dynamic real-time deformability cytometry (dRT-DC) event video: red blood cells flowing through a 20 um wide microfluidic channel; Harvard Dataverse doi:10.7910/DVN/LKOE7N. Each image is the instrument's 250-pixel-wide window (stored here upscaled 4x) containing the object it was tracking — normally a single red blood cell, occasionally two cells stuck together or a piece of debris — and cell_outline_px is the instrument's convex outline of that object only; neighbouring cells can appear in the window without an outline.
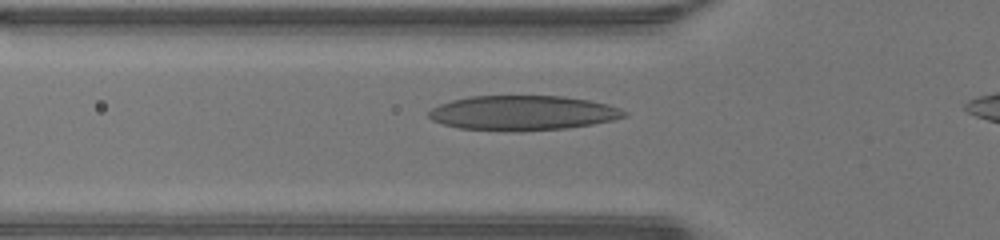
{"species": "human", "species_latin": "Homo sapiens", "temperature_condition": "warm", "stored_images_in_passage": 27, "camera_frame_rate_fps": 3000, "um_per_image_px": 0.085, "donor": {"sex": "male"}, "frame": {"image": 1, "passage_image": 4, "time_ms": 1.0, "image_size_px": [1000, 240], "cell_outline_px": [[628, 116], [612, 120], [592, 124], [568, 128], [516, 132], [512, 132], [460, 128], [444, 124], [432, 120], [428, 116], [428, 112], [432, 108], [440, 104], [452, 100], [468, 96], [564, 96], [588, 100], [608, 104], [620, 108], [628, 112]], "centroid_in_image_um": [44.45, 9.6], "position_along_channel_um": 81.3, "area_um2": 39.82}}
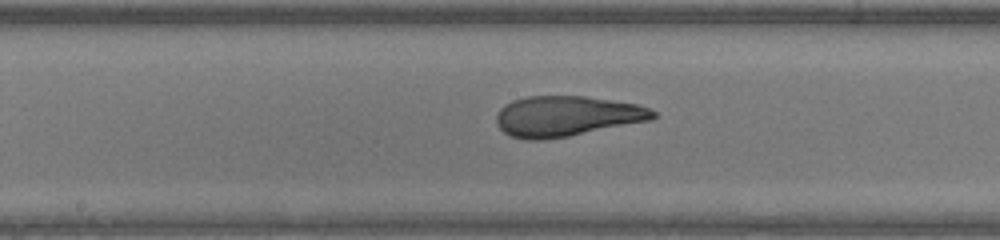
{"frame": {"image": 2, "passage_image": 12, "time_ms": 3.667, "image_size_px": [1000, 240], "cell_outline_px": [[656, 116], [652, 120], [568, 136], [540, 140], [528, 140], [512, 136], [504, 132], [496, 124], [496, 116], [500, 108], [504, 104], [512, 100], [528, 96], [584, 96], [636, 104], [648, 108], [656, 112]], "centroid_in_image_um": [48.14, 9.87], "position_along_channel_um": 200.1, "area_um2": 36.76}}
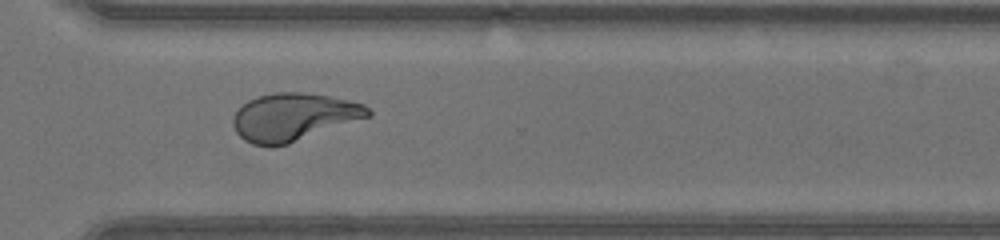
{"frame": {"image": 3, "passage_image": 22, "time_ms": 7.0, "image_size_px": [1000, 240], "cell_outline_px": [[372, 116], [288, 144], [272, 148], [252, 144], [244, 140], [236, 132], [232, 124], [232, 120], [236, 112], [248, 100], [260, 96], [276, 92], [304, 92], [328, 96], [348, 100], [364, 104], [372, 112]], "centroid_in_image_um": [24.96, 9.96], "position_along_channel_um": 345.6, "area_um2": 37.63}}